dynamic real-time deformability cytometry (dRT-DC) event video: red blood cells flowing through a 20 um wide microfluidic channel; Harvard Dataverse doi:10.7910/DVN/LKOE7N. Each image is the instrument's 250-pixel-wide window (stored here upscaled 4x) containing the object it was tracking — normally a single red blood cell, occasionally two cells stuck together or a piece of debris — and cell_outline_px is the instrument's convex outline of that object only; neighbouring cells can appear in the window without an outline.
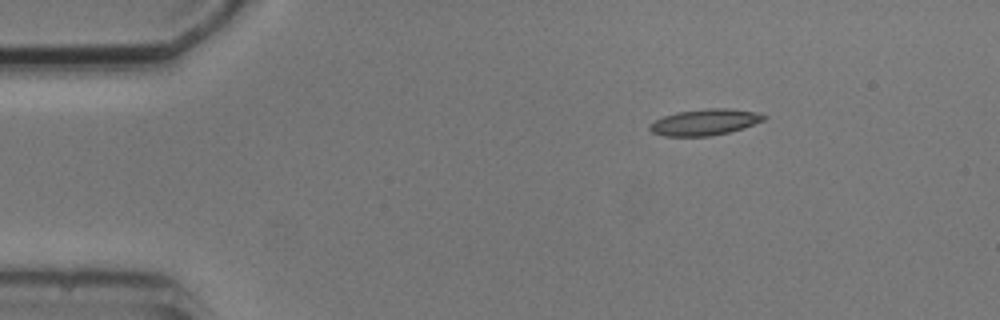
{"species": "common noctule bat (a hibernating species)", "species_latin": "Nyctalus noctula", "temperature_condition": "cold", "stored_images_in_passage": 3, "camera_frame_rate_fps": 3000, "um_per_image_px": 0.085, "animal": {"sex": "male", "body_mass_g": 20.5, "forearm_length_mm": 52.5}, "frame": {"image": 1, "passage_image": 1, "time_ms": 0.0, "image_size_px": [1000, 320], "cell_outline_px": [[768, 116], [764, 120], [728, 132], [708, 136], [664, 136], [652, 132], [648, 128], [648, 124], [664, 116], [676, 112], [708, 108], [728, 108], [756, 112]], "centroid_in_image_um": [59.86, 10.37], "position_along_channel_um": 25.1, "area_um2": 17.22}}